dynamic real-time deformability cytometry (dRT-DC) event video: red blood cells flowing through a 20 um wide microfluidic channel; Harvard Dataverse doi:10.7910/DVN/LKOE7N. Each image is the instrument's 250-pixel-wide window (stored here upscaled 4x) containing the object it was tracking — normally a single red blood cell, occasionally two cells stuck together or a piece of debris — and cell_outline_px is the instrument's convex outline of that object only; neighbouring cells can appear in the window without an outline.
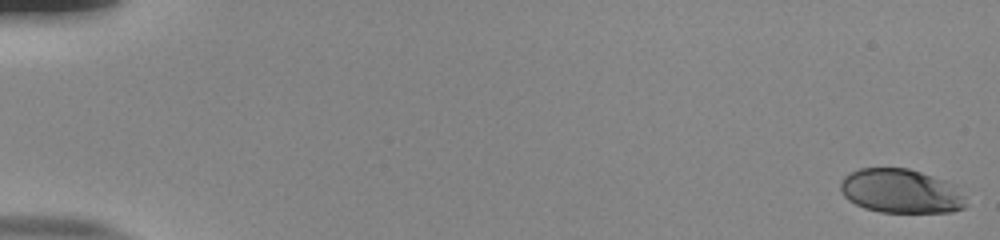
{"species": "human", "species_latin": "Homo sapiens", "temperature_condition": "room temperature", "stored_images_in_passage": 55, "camera_frame_rate_fps": 3000, "um_per_image_px": 0.085, "donor": {"sex": "male"}, "frame": {"image": 1, "passage_image": 1, "time_ms": 0.0, "image_size_px": [1000, 240], "cell_outline_px": [[964, 208], [952, 212], [880, 212], [864, 208], [848, 200], [840, 192], [840, 180], [848, 172], [860, 168], [908, 168], [956, 184], [964, 196]], "centroid_in_image_um": [76.54, 16.24], "position_along_channel_um": 8.5, "area_um2": 32.48}}
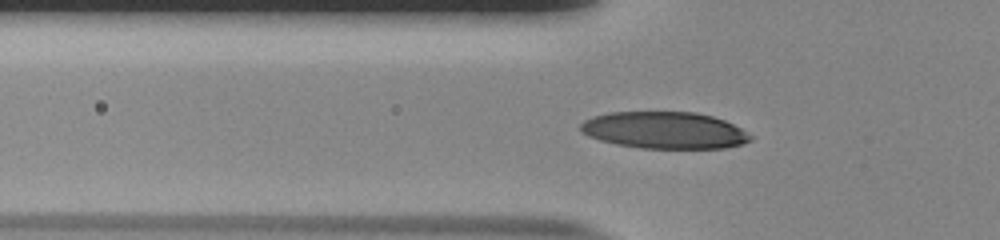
{"frame": {"image": 2, "passage_image": 20, "time_ms": 6.333, "image_size_px": [1000, 240], "cell_outline_px": [[756, 136], [752, 140], [744, 144], [724, 148], [640, 148], [616, 144], [600, 140], [588, 136], [580, 132], [580, 124], [584, 120], [592, 116], [608, 112], [696, 112], [712, 116], [724, 120]], "centroid_in_image_um": [56.49, 11.07], "position_along_channel_um": 69.3, "area_um2": 36.82}}
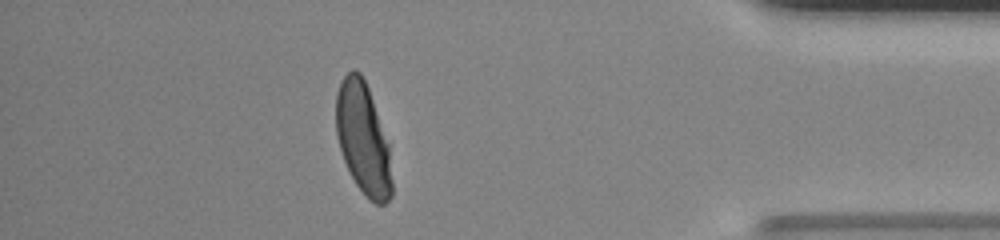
{"frame": {"image": 3, "passage_image": 49, "time_ms": 16.0, "image_size_px": [1000, 240], "cell_outline_px": [[392, 196], [384, 204], [376, 204], [368, 200], [356, 184], [344, 160], [340, 148], [336, 132], [336, 92], [344, 76], [352, 68], [356, 68], [360, 72], [368, 88], [388, 144], [392, 180]], "centroid_in_image_um": [30.85, 11.8], "position_along_channel_um": 404.3, "area_um2": 36.01}, "authors_computed_cell_mechanics": {"area_um2": 36.8186, "velocity_mm_per_s": 3.8355, "shape_relaxation_time_tau1_ms": 4.3439, "shape_relaxation_time_tau2_ms": null, "deformation_change_tau1": 0.217, "deformation_change_tau2": null}}